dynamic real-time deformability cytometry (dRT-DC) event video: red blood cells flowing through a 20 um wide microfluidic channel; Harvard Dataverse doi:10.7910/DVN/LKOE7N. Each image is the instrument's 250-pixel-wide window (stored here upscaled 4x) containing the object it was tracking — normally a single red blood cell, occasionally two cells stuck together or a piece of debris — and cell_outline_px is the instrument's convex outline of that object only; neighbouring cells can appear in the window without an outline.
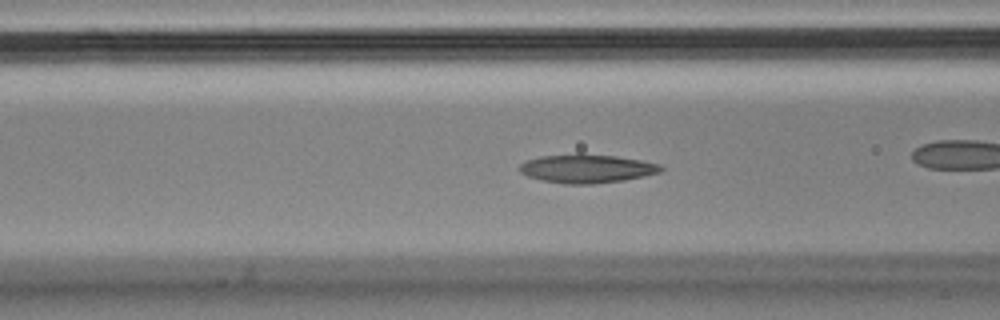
{"species": "Egyptian fruit bat (a non-hibernating species)", "species_latin": "Rousettus aegyptiacus", "temperature_condition": "cold", "stored_images_in_passage": 43, "camera_frame_rate_fps": 3000, "um_per_image_px": 0.085, "animal": {"sex": "male"}, "frame": {"image": 1, "passage_image": 13, "time_ms": 4.0, "image_size_px": [1000, 320], "cell_outline_px": [[664, 168], [660, 172], [624, 180], [592, 184], [564, 184], [544, 180], [528, 176], [520, 172], [520, 164], [528, 160], [540, 156], [576, 152], [580, 152], [616, 156], [640, 160], [660, 164]], "centroid_in_image_um": [49.87, 14.3], "position_along_channel_um": 116.7, "area_um2": 23.76}, "authors_computed_cell_mechanics": {"area_um2": 23.1778, "velocity_mm_per_s": 3.4458, "shape_relaxation_time_tau1_ms": null, "shape_relaxation_time_tau2_ms": 3.2672, "deformation_change_tau1": null, "deformation_change_tau2": 0.0797}}